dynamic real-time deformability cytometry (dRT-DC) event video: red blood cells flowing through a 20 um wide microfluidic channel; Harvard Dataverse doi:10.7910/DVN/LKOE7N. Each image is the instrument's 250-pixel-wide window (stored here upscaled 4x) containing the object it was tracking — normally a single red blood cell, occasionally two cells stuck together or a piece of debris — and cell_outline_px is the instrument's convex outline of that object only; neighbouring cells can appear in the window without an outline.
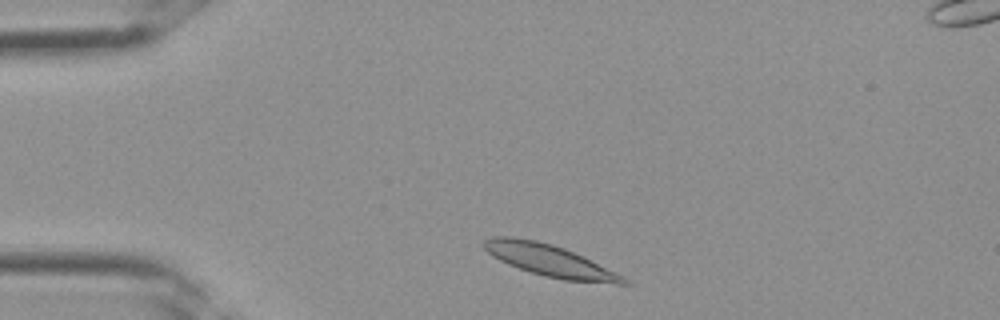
{"species": "Egyptian fruit bat (a non-hibernating species)", "species_latin": "Rousettus aegyptiacus", "temperature_condition": "room temperature", "stored_images_in_passage": 2, "camera_frame_rate_fps": 3000, "um_per_image_px": 0.085, "frame": {"image": 1, "passage_image": 1, "time_ms": 0.0, "image_size_px": [1000, 320], "cell_outline_px": [[632, 284], [616, 284], [564, 280], [544, 276], [508, 264], [492, 256], [480, 244], [484, 240], [492, 236], [512, 236], [536, 240], [552, 244], [564, 248], [616, 272], [632, 280]], "centroid_in_image_um": [46.74, 22.15], "position_along_channel_um": 38.3, "area_um2": 25.89}}